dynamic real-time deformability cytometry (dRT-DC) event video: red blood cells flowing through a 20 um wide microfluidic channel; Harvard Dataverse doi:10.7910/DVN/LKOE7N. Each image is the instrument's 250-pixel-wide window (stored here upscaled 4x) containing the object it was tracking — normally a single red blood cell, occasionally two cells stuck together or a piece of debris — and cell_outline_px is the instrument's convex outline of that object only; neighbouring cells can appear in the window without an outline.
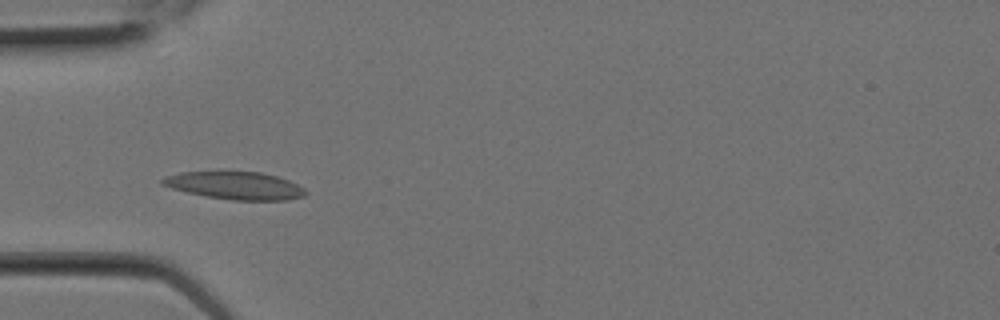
{"species": "Egyptian fruit bat (a non-hibernating species)", "species_latin": "Rousettus aegyptiacus", "temperature_condition": "room temperature", "stored_images_in_passage": 6, "camera_frame_rate_fps": 3000, "um_per_image_px": 0.085, "animal": {"sex": "female"}, "frame": {"image": 1, "passage_image": 5, "time_ms": 1.333, "image_size_px": [1000, 320], "cell_outline_px": [[308, 192], [304, 196], [288, 200], [232, 200], [208, 196], [188, 192], [172, 188], [160, 184], [160, 180], [168, 176], [180, 172], [260, 172], [276, 176], [288, 180], [304, 188]], "centroid_in_image_um": [20.02, 15.77], "position_along_channel_um": 65.0, "area_um2": 22.77}}